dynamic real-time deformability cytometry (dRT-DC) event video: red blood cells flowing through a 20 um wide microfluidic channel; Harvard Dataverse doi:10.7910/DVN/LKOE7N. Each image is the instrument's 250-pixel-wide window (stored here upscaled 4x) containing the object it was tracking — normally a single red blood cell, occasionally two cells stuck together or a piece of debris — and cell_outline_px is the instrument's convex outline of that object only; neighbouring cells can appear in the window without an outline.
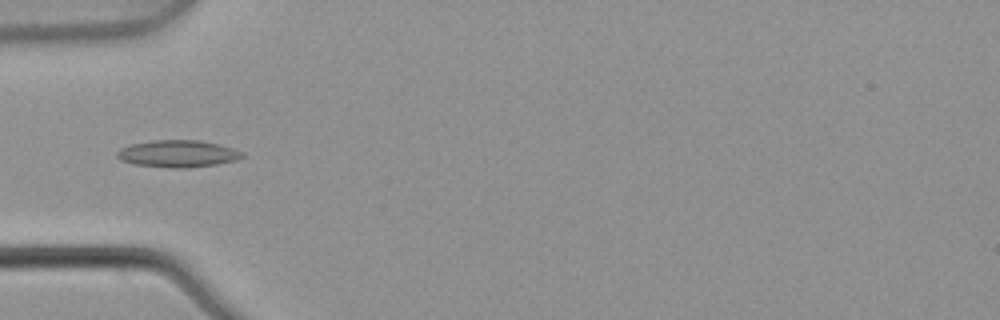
{"species": "common noctule bat (a hibernating species)", "species_latin": "Nyctalus noctula", "temperature_condition": "warm", "stored_images_in_passage": 5, "camera_frame_rate_fps": 3000, "um_per_image_px": 0.085, "animal": {"sex": "male", "body_mass_g": 21.5, "forearm_length_mm": 52.0}, "frame": {"image": 1, "passage_image": 5, "time_ms": 1.333, "image_size_px": [1000, 320], "cell_outline_px": [[244, 156], [236, 160], [216, 164], [188, 168], [172, 168], [132, 164], [120, 160], [116, 156], [116, 152], [120, 148], [132, 144], [152, 140], [200, 140], [232, 148], [244, 152]], "centroid_in_image_um": [15.08, 13.07], "position_along_channel_um": 69.9, "area_um2": 19.77}}